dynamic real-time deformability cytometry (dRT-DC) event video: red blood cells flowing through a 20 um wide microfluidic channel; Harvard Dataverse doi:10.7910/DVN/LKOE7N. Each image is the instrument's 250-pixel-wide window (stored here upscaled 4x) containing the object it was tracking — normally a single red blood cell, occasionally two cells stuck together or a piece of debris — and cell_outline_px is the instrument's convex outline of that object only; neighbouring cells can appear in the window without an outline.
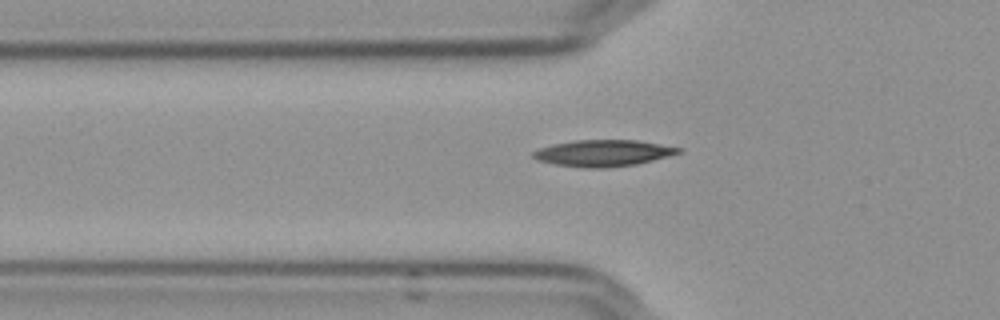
{"species": "Egyptian fruit bat (a non-hibernating species)", "species_latin": "Rousettus aegyptiacus", "temperature_condition": "cold", "stored_images_in_passage": 42, "camera_frame_rate_fps": 3000, "um_per_image_px": 0.085, "frame": {"image": 1, "passage_image": 6, "time_ms": 1.667, "image_size_px": [1000, 320], "cell_outline_px": [[684, 152], [636, 164], [604, 168], [584, 168], [556, 164], [536, 160], [532, 156], [532, 152], [540, 148], [552, 144], [576, 140], [636, 140], [684, 148]], "centroid_in_image_um": [51.29, 13.01], "position_along_channel_um": 74.5, "area_um2": 22.43}}
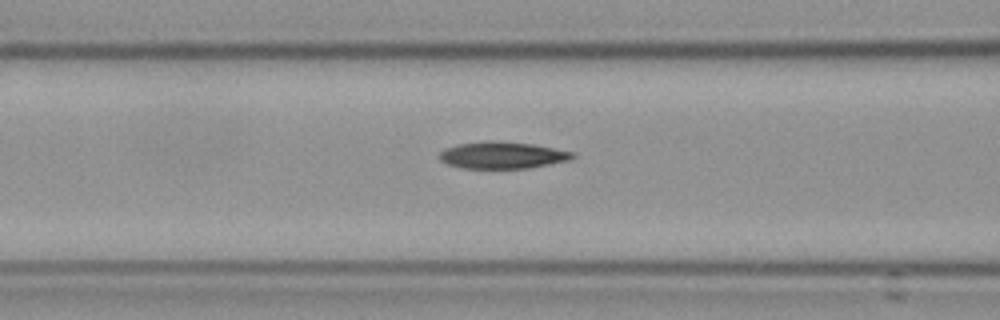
{"frame": {"image": 2, "passage_image": 10, "time_ms": 3.0, "image_size_px": [1000, 320], "cell_outline_px": [[576, 156], [568, 160], [528, 168], [460, 168], [448, 164], [440, 160], [440, 152], [444, 148], [456, 144], [488, 140], [492, 140], [532, 144], [572, 152]], "centroid_in_image_um": [42.64, 13.18], "position_along_channel_um": 124.0, "area_um2": 20.69}}
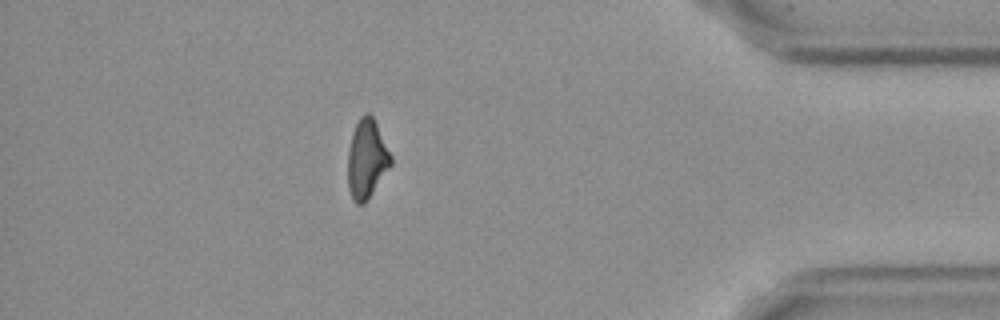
{"frame": {"image": 3, "passage_image": 36, "time_ms": 11.667, "image_size_px": [1000, 320], "cell_outline_px": [[392, 164], [368, 200], [364, 204], [356, 204], [352, 200], [348, 188], [348, 152], [352, 132], [360, 116], [364, 112], [368, 112], [372, 116], [392, 156]], "centroid_in_image_um": [31.17, 13.54], "position_along_channel_um": 404.0, "area_um2": 19.88}, "authors_computed_cell_mechanics": {"area_um2": 20.5479, "velocity_mm_per_s": 3.6536, "shape_relaxation_time_tau1_ms": null, "shape_relaxation_time_tau2_ms": 8.2999, "deformation_change_tau1": null, "deformation_change_tau2": 0.165}}